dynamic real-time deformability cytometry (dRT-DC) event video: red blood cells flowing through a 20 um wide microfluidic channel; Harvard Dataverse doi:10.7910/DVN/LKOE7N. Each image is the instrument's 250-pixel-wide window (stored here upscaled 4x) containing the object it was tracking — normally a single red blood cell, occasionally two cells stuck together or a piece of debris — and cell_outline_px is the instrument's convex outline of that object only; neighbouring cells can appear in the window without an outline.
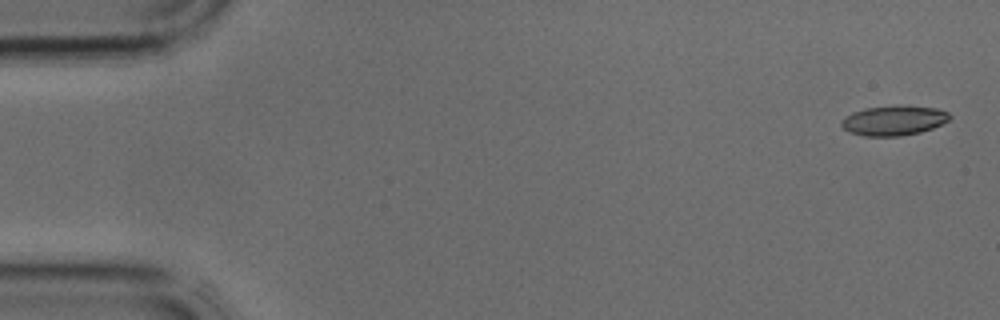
{"species": "common noctule bat (a hibernating species)", "species_latin": "Nyctalus noctula", "temperature_condition": "cold", "stored_images_in_passage": 4, "segment_of_instrument_passage": [1, 2], "camera_frame_rate_fps": 3000, "um_per_image_px": 0.085, "animal": {"sex": "male", "body_mass_g": 17.9, "forearm_length_mm": 54.2}, "frame": {"image": 1, "passage_image": 1, "time_ms": 0.0, "image_size_px": [1000, 320], "cell_outline_px": [[952, 116], [948, 120], [932, 128], [920, 132], [900, 136], [864, 136], [852, 132], [844, 128], [840, 124], [840, 120], [844, 116], [852, 112], [864, 108], [900, 104], [936, 108], [948, 112]], "centroid_in_image_um": [75.95, 10.22], "position_along_channel_um": 9.0, "area_um2": 19.02}}
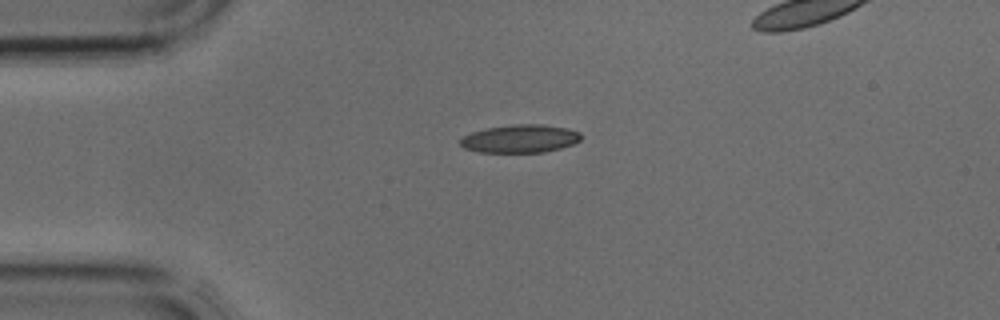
{"frame": {"image": 2, "passage_image": 3, "time_ms": 0.667, "image_size_px": [1000, 320], "cell_outline_px": [[580, 140], [572, 144], [560, 148], [544, 152], [480, 152], [464, 148], [460, 144], [460, 140], [464, 136], [472, 132], [484, 128], [516, 124], [540, 124], [568, 128], [580, 132]], "centroid_in_image_um": [44.2, 11.78], "position_along_channel_um": 40.8, "area_um2": 19.65}}